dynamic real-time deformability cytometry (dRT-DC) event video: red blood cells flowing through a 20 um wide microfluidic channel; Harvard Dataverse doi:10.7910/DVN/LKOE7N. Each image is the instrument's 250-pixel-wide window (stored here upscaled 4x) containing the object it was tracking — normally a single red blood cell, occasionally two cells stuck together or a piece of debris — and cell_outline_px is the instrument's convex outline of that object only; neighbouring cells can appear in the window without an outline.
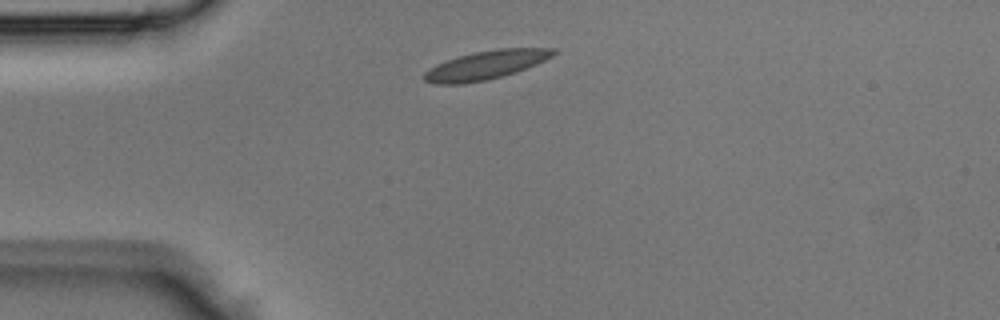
{"species": "Egyptian fruit bat (a non-hibernating species)", "species_latin": "Rousettus aegyptiacus", "temperature_condition": "room temperature", "stored_images_in_passage": 1, "camera_frame_rate_fps": 3000, "um_per_image_px": 0.085, "animal": {"sex": "male"}, "frame": {"image": 1, "passage_image": 1, "time_ms": 0.0, "image_size_px": [1000, 320], "cell_outline_px": [[556, 52], [552, 56], [536, 64], [516, 72], [484, 80], [464, 84], [432, 84], [424, 80], [424, 72], [436, 64], [460, 56], [476, 52], [496, 48], [556, 48]], "centroid_in_image_um": [41.29, 5.53], "position_along_channel_um": 43.7, "area_um2": 21.33}}